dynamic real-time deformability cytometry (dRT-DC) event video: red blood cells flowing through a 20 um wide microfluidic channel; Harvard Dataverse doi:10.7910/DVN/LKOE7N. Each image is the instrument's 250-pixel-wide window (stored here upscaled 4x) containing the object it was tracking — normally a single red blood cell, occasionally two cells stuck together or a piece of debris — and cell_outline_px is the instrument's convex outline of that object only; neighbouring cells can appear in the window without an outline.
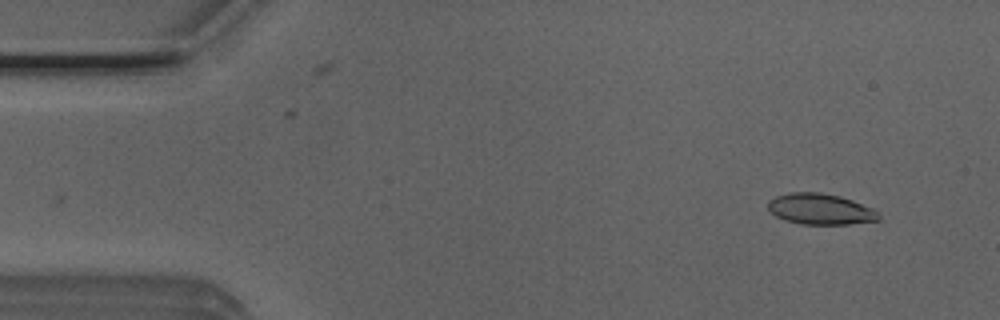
{"species": "Egyptian fruit bat (a non-hibernating species)", "species_latin": "Rousettus aegyptiacus", "temperature_condition": "room temperature", "stored_images_in_passage": 52, "camera_frame_rate_fps": 3000, "um_per_image_px": 0.085, "animal": {"sex": "male"}, "frame": {"image": 1, "passage_image": 5, "time_ms": 1.333, "image_size_px": [1000, 320], "cell_outline_px": [[872, 220], [836, 224], [812, 224], [792, 220], [780, 216], [776, 212], [784, 196], [832, 196], [848, 200], [864, 208]], "centroid_in_image_um": [69.82, 17.86], "position_along_channel_um": 15.2, "area_um2": 15.14}}
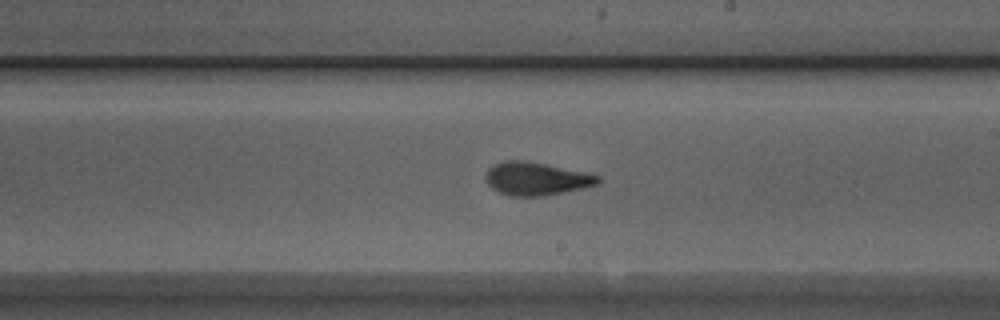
{"frame": {"image": 2, "passage_image": 30, "time_ms": 9.667, "image_size_px": [1000, 320], "cell_outline_px": [[596, 180], [588, 184], [568, 188], [544, 192], [512, 192], [500, 188], [492, 180], [492, 172], [496, 168], [504, 164], [524, 164], [548, 168], [592, 176]], "centroid_in_image_um": [45.59, 15.18], "position_along_channel_um": 243.4, "area_um2": 15.03}}
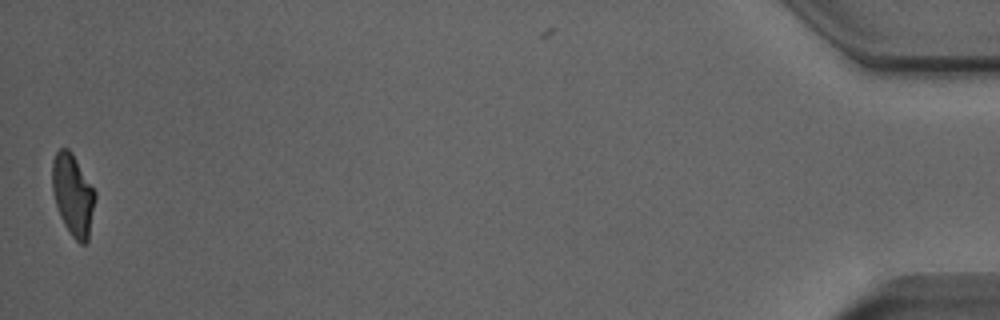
{"frame": {"image": 3, "passage_image": 52, "time_ms": 17.0, "image_size_px": [1000, 320], "cell_outline_px": [[92, 204], [88, 232], [84, 240], [80, 240], [72, 232], [64, 220], [56, 200], [56, 156], [64, 148], [72, 156], [92, 188]], "centroid_in_image_um": [6.23, 16.55], "position_along_channel_um": 429.0, "area_um2": 16.47}, "authors_computed_cell_mechanics": {"area_um2": 16.0684, "velocity_mm_per_s": 3.9273, "shape_relaxation_time_tau1_ms": null, "shape_relaxation_time_tau2_ms": 2.4973, "deformation_change_tau1": null, "deformation_change_tau2": 0.1052}}